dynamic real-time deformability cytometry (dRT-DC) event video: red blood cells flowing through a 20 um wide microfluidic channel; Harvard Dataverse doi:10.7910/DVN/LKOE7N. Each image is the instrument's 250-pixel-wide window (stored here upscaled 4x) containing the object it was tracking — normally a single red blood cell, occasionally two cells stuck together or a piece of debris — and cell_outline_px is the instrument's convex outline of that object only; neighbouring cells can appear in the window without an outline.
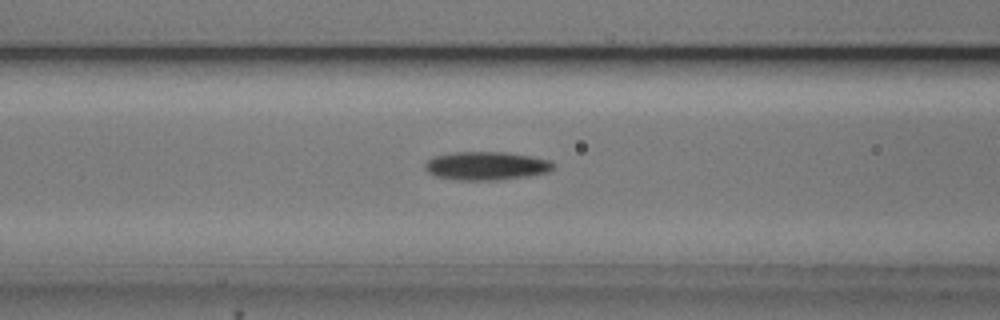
{"species": "common noctule bat (a hibernating species)", "species_latin": "Nyctalus noctula", "temperature_condition": "cold", "stored_images_in_passage": 50, "camera_frame_rate_fps": 3000, "um_per_image_px": 0.085, "animal": {"sex": "male", "body_mass_g": 20.5, "forearm_length_mm": 52.5}, "frame": {"image": 1, "passage_image": 18, "time_ms": 5.667, "image_size_px": [1000, 320], "cell_outline_px": [[556, 164], [548, 172], [528, 176], [496, 180], [456, 180], [436, 176], [428, 172], [424, 168], [424, 164], [432, 156], [452, 152], [504, 152], [528, 156], [548, 160]], "centroid_in_image_um": [41.28, 14.1], "position_along_channel_um": 125.3, "area_um2": 21.21}}
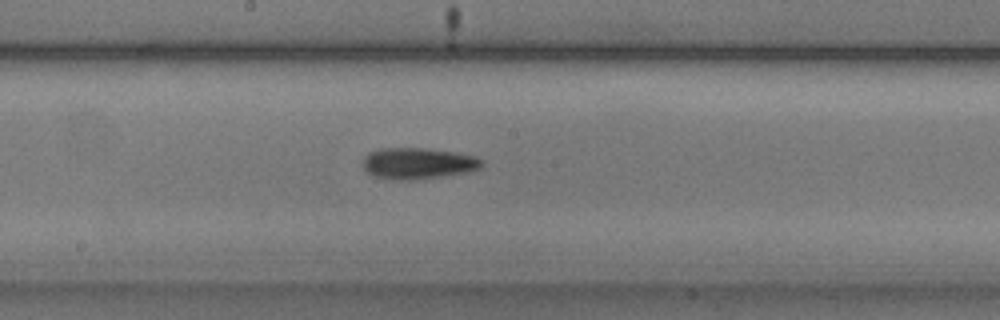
{"frame": {"image": 2, "passage_image": 25, "time_ms": 8.0, "image_size_px": [1000, 320], "cell_outline_px": [[484, 164], [480, 168], [468, 172], [444, 176], [412, 180], [396, 180], [372, 176], [364, 168], [364, 156], [368, 152], [380, 148], [424, 148], [456, 152], [476, 156], [484, 160]], "centroid_in_image_um": [35.55, 13.88], "position_along_channel_um": 212.6, "area_um2": 21.91}}
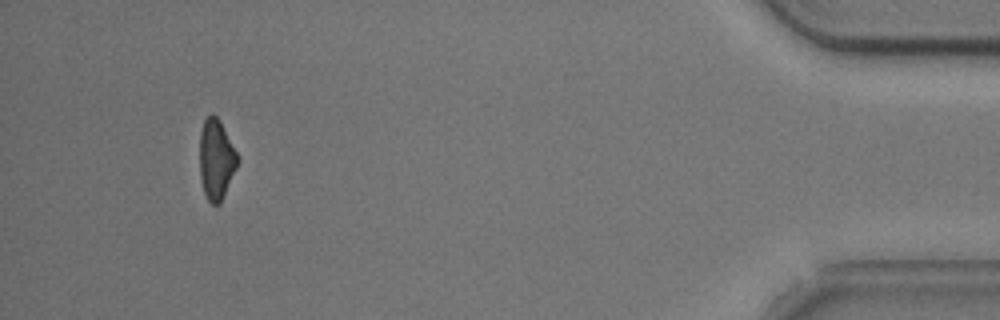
{"frame": {"image": 3, "passage_image": 47, "time_ms": 15.333, "image_size_px": [1000, 320], "cell_outline_px": [[240, 160], [220, 204], [212, 204], [208, 200], [204, 192], [200, 180], [200, 132], [204, 120], [212, 112], [220, 120]], "centroid_in_image_um": [18.37, 13.55], "position_along_channel_um": 416.8, "area_um2": 17.69}, "authors_computed_cell_mechanics": {"area_um2": 19.6809, "velocity_mm_per_s": 3.7396, "shape_relaxation_time_tau1_ms": 5.3915, "shape_relaxation_time_tau2_ms": null, "deformation_change_tau1": 0.1282, "deformation_change_tau2": null}}